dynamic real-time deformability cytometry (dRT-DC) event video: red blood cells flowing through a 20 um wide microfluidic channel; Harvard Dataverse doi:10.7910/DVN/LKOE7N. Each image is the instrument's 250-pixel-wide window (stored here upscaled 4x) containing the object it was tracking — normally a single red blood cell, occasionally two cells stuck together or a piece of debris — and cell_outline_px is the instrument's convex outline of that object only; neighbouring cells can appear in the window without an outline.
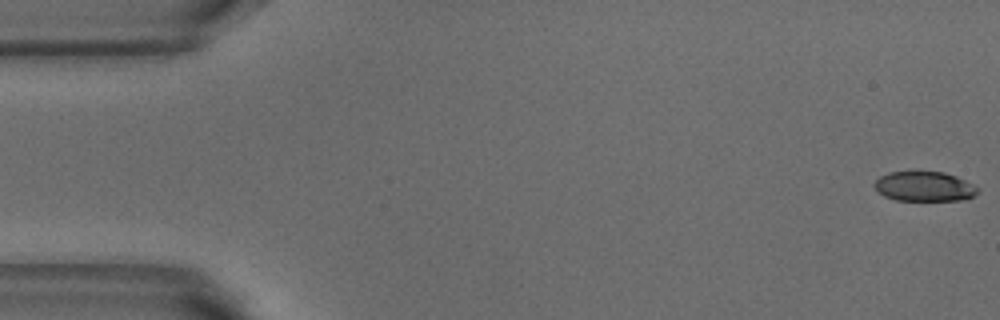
{"species": "common noctule bat (a hibernating species)", "species_latin": "Nyctalus noctula", "temperature_condition": "warm", "stored_images_in_passage": 3, "camera_frame_rate_fps": 3000, "um_per_image_px": 0.085, "animal": {"sex": "male", "body_mass_g": 18.8}, "frame": {"image": 1, "passage_image": 1, "time_ms": 0.0, "image_size_px": [1000, 320], "cell_outline_px": [[980, 192], [964, 200], [896, 200], [884, 196], [872, 184], [880, 176], [888, 172], [944, 172], [956, 176], [980, 188]], "centroid_in_image_um": [78.58, 15.85], "position_along_channel_um": 6.4, "area_um2": 17.86}}